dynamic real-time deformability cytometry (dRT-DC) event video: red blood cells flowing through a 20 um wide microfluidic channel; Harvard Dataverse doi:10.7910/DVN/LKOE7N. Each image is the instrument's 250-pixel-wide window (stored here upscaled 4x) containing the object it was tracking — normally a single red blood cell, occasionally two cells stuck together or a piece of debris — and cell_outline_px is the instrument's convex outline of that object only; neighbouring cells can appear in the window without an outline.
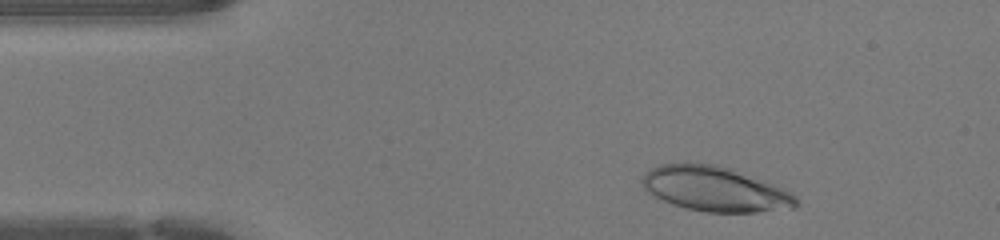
{"species": "human", "species_latin": "Homo sapiens", "temperature_condition": "warm", "stored_images_in_passage": 35, "camera_frame_rate_fps": 3000, "um_per_image_px": 0.085, "donor": {"sex": "female"}, "frame": {"image": 1, "passage_image": 3, "time_ms": 0.667, "image_size_px": [1000, 240], "cell_outline_px": [[796, 208], [756, 212], [704, 212], [688, 208], [664, 200], [656, 196], [644, 188], [640, 180], [644, 172], [660, 164], [684, 160], [688, 160], [716, 164], [732, 168], [784, 188], [796, 196]], "centroid_in_image_um": [60.75, 16.01], "position_along_channel_um": 24.2, "area_um2": 40.69}}
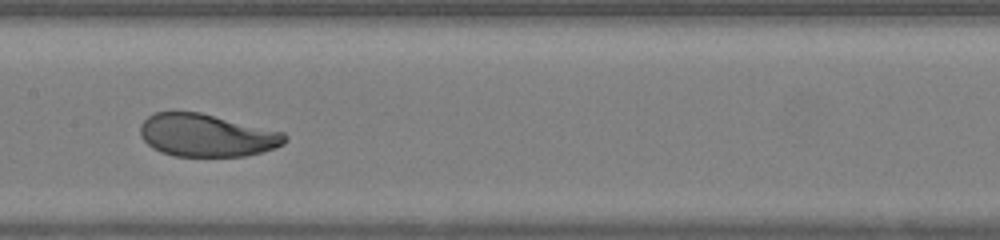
{"frame": {"image": 2, "passage_image": 19, "time_ms": 6.0, "image_size_px": [1000, 240], "cell_outline_px": [[288, 140], [284, 144], [276, 148], [244, 156], [176, 156], [160, 152], [152, 148], [144, 140], [140, 132], [140, 124], [148, 116], [156, 112], [200, 112], [284, 132], [288, 136]], "centroid_in_image_um": [17.58, 11.5], "position_along_channel_um": 189.8, "area_um2": 36.01}}
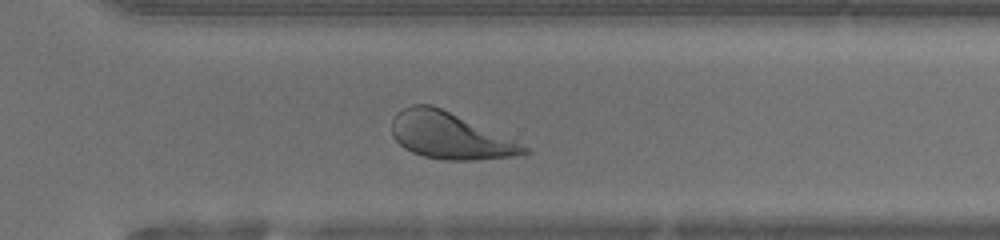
{"frame": {"image": 3, "passage_image": 29, "time_ms": 9.333, "image_size_px": [1000, 240], "cell_outline_px": [[532, 152], [524, 156], [476, 160], [444, 160], [424, 156], [412, 152], [404, 148], [392, 136], [392, 120], [396, 112], [412, 104], [432, 104], [516, 140], [528, 148]], "centroid_in_image_um": [38.28, 11.54], "position_along_channel_um": 332.3, "area_um2": 36.13}, "authors_computed_cell_mechanics": {"area_um2": 37.6856, "velocity_mm_per_s": 4.2831, "shape_relaxation_time_tau1_ms": 2.6414, "shape_relaxation_time_tau2_ms": 1.0323, "deformation_change_tau1": 0.1636, "deformation_change_tau2": 0.0617}}